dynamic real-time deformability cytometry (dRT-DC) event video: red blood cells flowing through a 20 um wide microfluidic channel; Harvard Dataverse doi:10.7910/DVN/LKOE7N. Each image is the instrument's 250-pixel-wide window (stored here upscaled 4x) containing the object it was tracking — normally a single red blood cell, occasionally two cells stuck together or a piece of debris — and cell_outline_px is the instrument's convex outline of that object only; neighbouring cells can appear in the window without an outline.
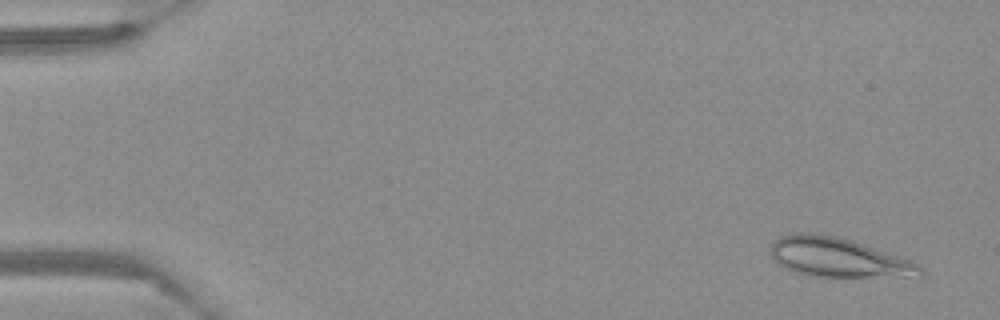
{"species": "Egyptian fruit bat (a non-hibernating species)", "species_latin": "Rousettus aegyptiacus", "temperature_condition": "warm", "stored_images_in_passage": 56, "camera_frame_rate_fps": 3000, "um_per_image_px": 0.085, "frame": {"image": 1, "passage_image": 3, "time_ms": 0.667, "image_size_px": [1000, 320], "cell_outline_px": [[924, 276], [808, 276], [792, 272], [780, 264], [772, 256], [772, 244], [780, 236], [796, 232], [808, 232], [836, 236], [852, 240], [908, 260], [916, 264], [924, 272]], "centroid_in_image_um": [71.19, 21.88], "position_along_channel_um": 13.8, "area_um2": 33.58}}
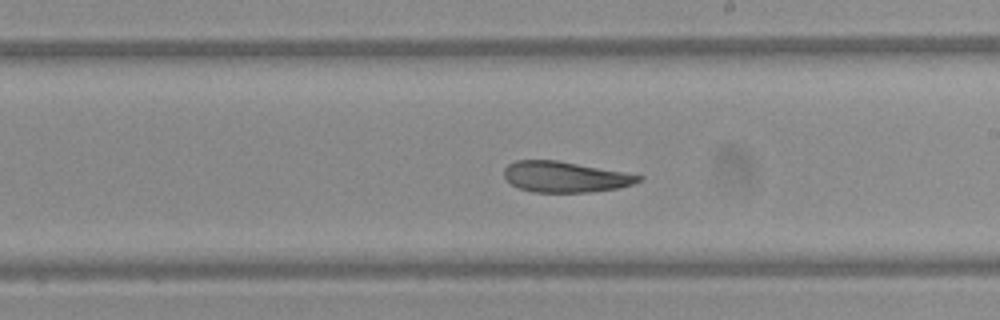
{"frame": {"image": 2, "passage_image": 33, "time_ms": 10.667, "image_size_px": [1000, 320], "cell_outline_px": [[644, 176], [640, 180], [632, 184], [616, 188], [588, 192], [532, 192], [520, 188], [512, 184], [504, 176], [504, 168], [508, 164], [516, 160], [556, 160], [624, 172]], "centroid_in_image_um": [48.0, 15.03], "position_along_channel_um": 241.0, "area_um2": 23.81}}
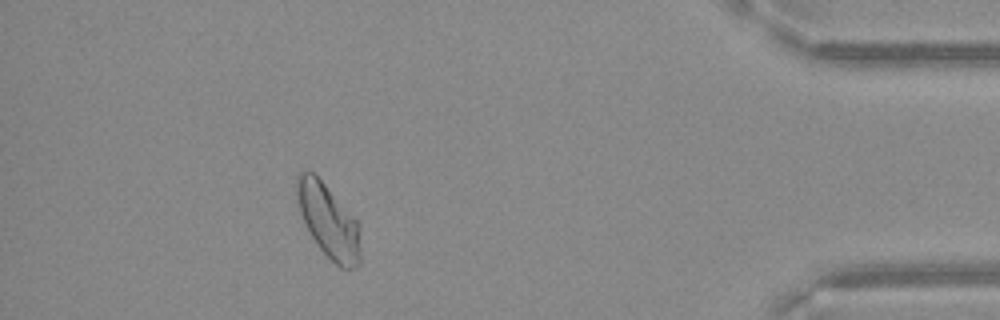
{"frame": {"image": 3, "passage_image": 51, "time_ms": 16.667, "image_size_px": [1000, 320], "cell_outline_px": [[360, 264], [356, 268], [340, 268], [320, 248], [312, 236], [300, 212], [296, 196], [296, 176], [300, 172], [312, 172], [324, 184], [360, 224]], "centroid_in_image_um": [27.94, 18.81], "position_along_channel_um": 407.3, "area_um2": 26.82}}